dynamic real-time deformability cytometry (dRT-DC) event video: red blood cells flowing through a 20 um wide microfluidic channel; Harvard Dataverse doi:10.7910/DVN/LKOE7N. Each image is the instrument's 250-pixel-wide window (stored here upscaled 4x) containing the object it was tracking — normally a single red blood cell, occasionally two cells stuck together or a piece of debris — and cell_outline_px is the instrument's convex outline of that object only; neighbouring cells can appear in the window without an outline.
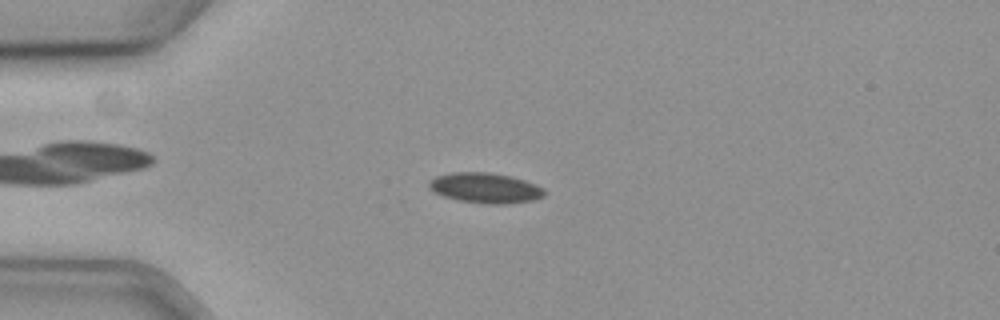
{"species": "common noctule bat (a hibernating species)", "species_latin": "Nyctalus noctula", "temperature_condition": "cold", "stored_images_in_passage": 52, "camera_frame_rate_fps": 3000, "um_per_image_px": 0.085, "animal": {"sex": "female", "body_mass_g": 19.3, "forearm_length_mm": 54.1}, "frame": {"image": 1, "passage_image": 11, "time_ms": 3.333, "image_size_px": [1000, 320], "cell_outline_px": [[544, 196], [532, 200], [504, 204], [488, 204], [460, 200], [444, 196], [428, 188], [428, 180], [436, 176], [452, 172], [488, 172], [512, 176], [536, 184], [544, 188]], "centroid_in_image_um": [41.24, 15.96], "position_along_channel_um": 43.8, "area_um2": 20.29}}
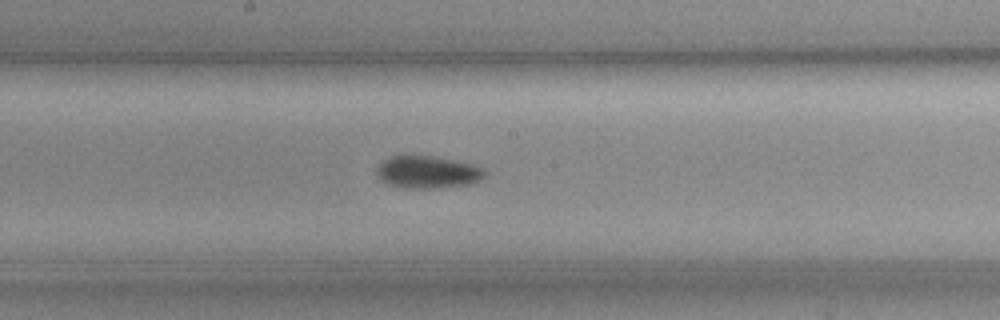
{"frame": {"image": 2, "passage_image": 27, "time_ms": 8.667, "image_size_px": [1000, 320], "cell_outline_px": [[488, 172], [480, 180], [472, 184], [436, 188], [404, 188], [388, 184], [380, 180], [376, 172], [376, 168], [384, 160], [392, 156], [428, 156], [452, 160], [472, 164]], "centroid_in_image_um": [36.34, 14.65], "position_along_channel_um": 211.9, "area_um2": 20.23}}
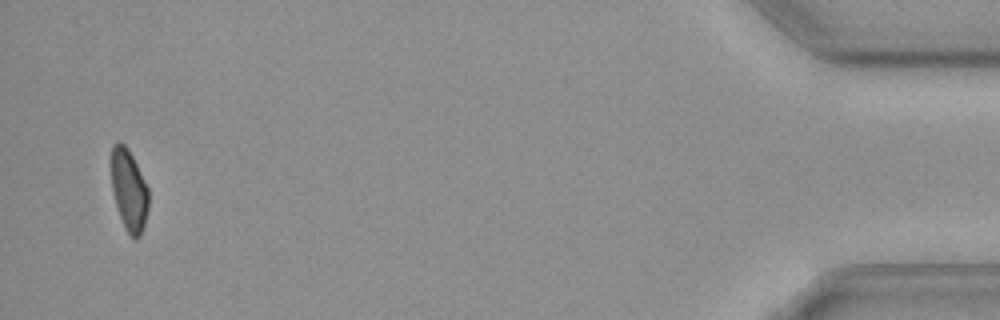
{"frame": {"image": 3, "passage_image": 52, "time_ms": 17.0, "image_size_px": [1000, 320], "cell_outline_px": [[148, 208], [144, 224], [140, 236], [136, 240], [124, 228], [116, 204], [112, 188], [112, 144], [124, 144], [128, 148], [148, 188]], "centroid_in_image_um": [10.97, 16.19], "position_along_channel_um": 424.2, "area_um2": 17.22}}